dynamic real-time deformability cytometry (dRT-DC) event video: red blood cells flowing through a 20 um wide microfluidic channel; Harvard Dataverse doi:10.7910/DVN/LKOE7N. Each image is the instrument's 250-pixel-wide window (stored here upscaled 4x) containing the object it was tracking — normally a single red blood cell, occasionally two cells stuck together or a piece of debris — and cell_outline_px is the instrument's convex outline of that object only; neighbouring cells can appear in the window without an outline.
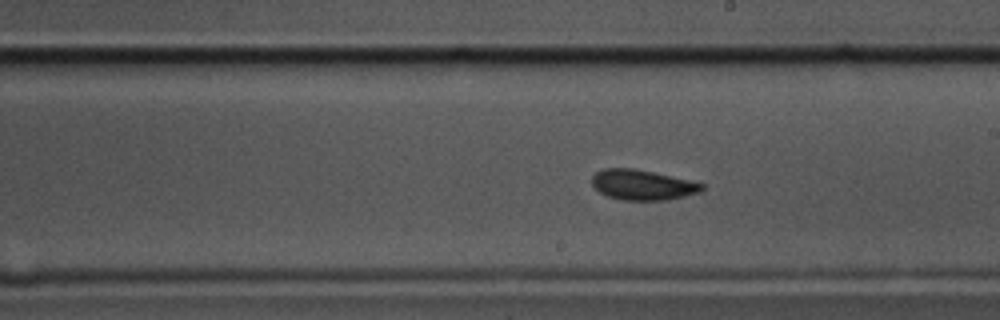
{"species": "common noctule bat (a hibernating species)", "species_latin": "Nyctalus noctula", "temperature_condition": "cold", "stored_images_in_passage": 55, "camera_frame_rate_fps": 3000, "um_per_image_px": 0.085, "animal": {"sex": "male", "body_mass_g": 17.5, "forearm_length_mm": 52.3}, "frame": {"image": 1, "passage_image": 29, "time_ms": 9.333, "image_size_px": [1000, 320], "cell_outline_px": [[704, 188], [700, 192], [668, 200], [624, 200], [608, 196], [600, 192], [592, 184], [592, 176], [596, 172], [604, 168], [632, 168], [652, 172], [688, 180], [704, 184]], "centroid_in_image_um": [54.6, 15.71], "position_along_channel_um": 234.4, "area_um2": 19.13}}
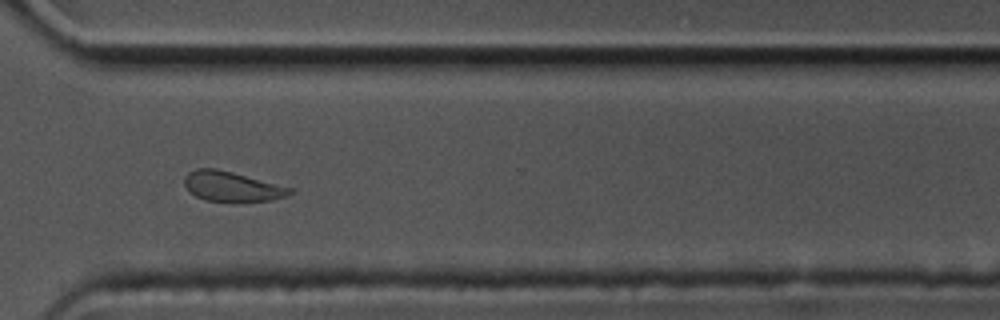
{"frame": {"image": 2, "passage_image": 39, "time_ms": 12.667, "image_size_px": [1000, 320], "cell_outline_px": [[292, 192], [284, 196], [272, 200], [204, 200], [196, 196], [184, 184], [184, 176], [188, 172], [196, 168], [216, 168], [232, 172], [292, 188]], "centroid_in_image_um": [19.66, 15.82], "position_along_channel_um": 350.9, "area_um2": 17.74}}
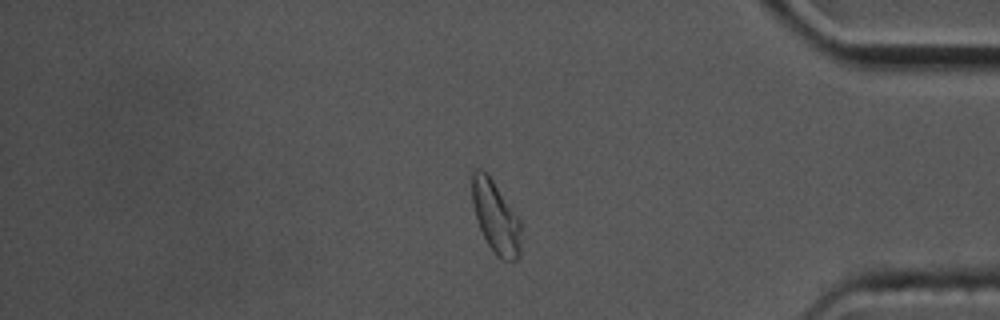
{"frame": {"image": 3, "passage_image": 45, "time_ms": 14.667, "image_size_px": [1000, 320], "cell_outline_px": [[520, 256], [516, 260], [500, 260], [496, 256], [488, 244], [480, 228], [472, 204], [472, 172], [476, 168], [480, 168], [492, 180], [520, 220]], "centroid_in_image_um": [42.13, 18.49], "position_along_channel_um": 393.1, "area_um2": 20.23}, "authors_computed_cell_mechanics": {"area_um2": 19.4786, "velocity_mm_per_s": 3.4811, "shape_relaxation_time_tau1_ms": 5.4318, "shape_relaxation_time_tau2_ms": 2.7309, "deformation_change_tau1": 0.1165, "deformation_change_tau2": 0.0921}}